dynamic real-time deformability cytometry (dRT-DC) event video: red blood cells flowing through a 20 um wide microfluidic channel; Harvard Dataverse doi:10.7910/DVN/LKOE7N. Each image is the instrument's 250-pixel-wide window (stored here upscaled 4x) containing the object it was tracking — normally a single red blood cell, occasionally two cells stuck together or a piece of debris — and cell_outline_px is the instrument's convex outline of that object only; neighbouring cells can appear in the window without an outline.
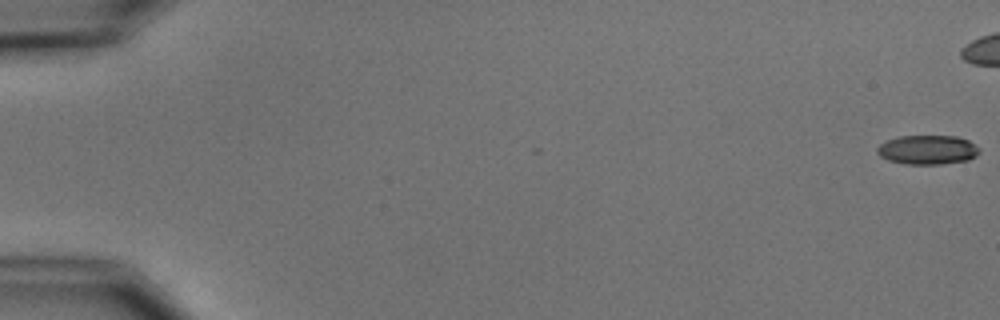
{"species": "common noctule bat (a hibernating species)", "species_latin": "Nyctalus noctula", "temperature_condition": "cold", "stored_images_in_passage": 6, "camera_frame_rate_fps": 3000, "um_per_image_px": 0.085, "animal": {"sex": "male", "body_mass_g": 15.6}, "frame": {"image": 1, "passage_image": 1, "time_ms": 0.0, "image_size_px": [1000, 320], "cell_outline_px": [[980, 152], [976, 156], [968, 160], [940, 164], [904, 164], [888, 160], [880, 156], [876, 152], [876, 148], [880, 144], [888, 140], [900, 136], [956, 136], [968, 140], [980, 148]], "centroid_in_image_um": [78.85, 12.73], "position_along_channel_um": 6.2, "area_um2": 17.46}}